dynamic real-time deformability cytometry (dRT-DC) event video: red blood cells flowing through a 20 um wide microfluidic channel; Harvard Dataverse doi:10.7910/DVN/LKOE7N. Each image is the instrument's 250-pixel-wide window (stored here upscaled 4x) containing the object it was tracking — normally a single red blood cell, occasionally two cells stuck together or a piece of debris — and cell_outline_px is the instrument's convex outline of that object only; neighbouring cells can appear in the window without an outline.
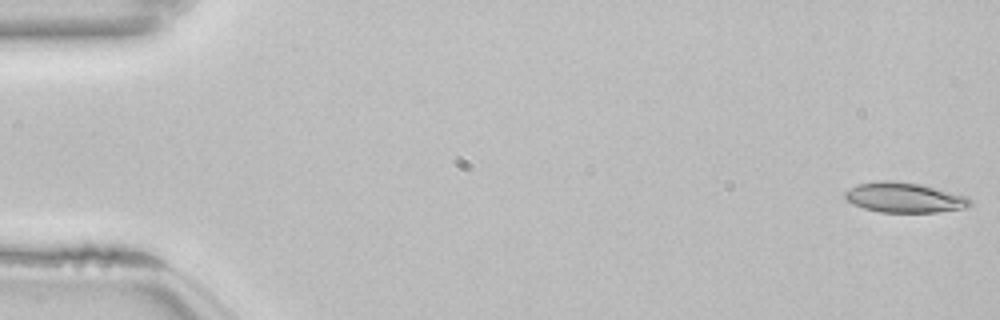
{"species": "common noctule bat (a hibernating species)", "species_latin": "Nyctalus noctula", "temperature_condition": "room temperature", "stored_images_in_passage": 53, "camera_frame_rate_fps": 3000, "um_per_image_px": 0.085, "animal": {"sex": "female", "body_mass_g": 22.7, "forearm_length_mm": 54.2}, "frame": {"image": 1, "passage_image": 1, "time_ms": 0.0, "image_size_px": [1000, 320], "cell_outline_px": [[972, 204], [964, 208], [936, 212], [880, 212], [864, 208], [852, 204], [844, 200], [844, 192], [860, 184], [880, 180], [892, 180], [920, 184], [968, 196], [972, 200]], "centroid_in_image_um": [76.87, 16.79], "position_along_channel_um": 8.1, "area_um2": 21.91}}
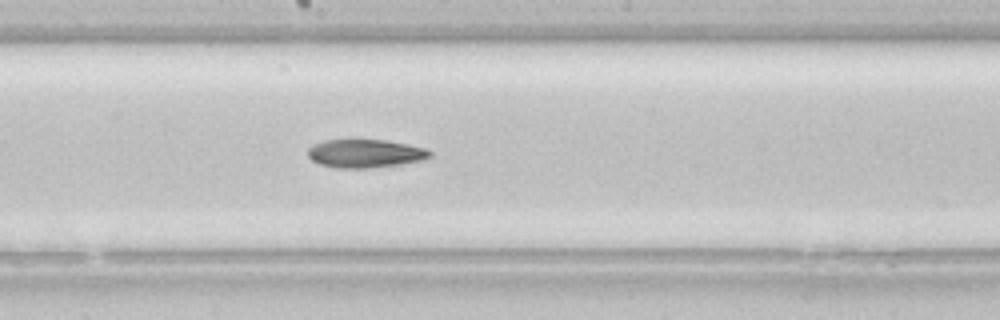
{"frame": {"image": 2, "passage_image": 29, "time_ms": 9.333, "image_size_px": [1000, 320], "cell_outline_px": [[432, 156], [424, 160], [368, 168], [336, 168], [320, 164], [312, 160], [308, 156], [308, 148], [312, 144], [324, 140], [348, 136], [388, 140], [428, 148], [432, 152]], "centroid_in_image_um": [31.01, 12.98], "position_along_channel_um": 217.2, "area_um2": 21.15}}
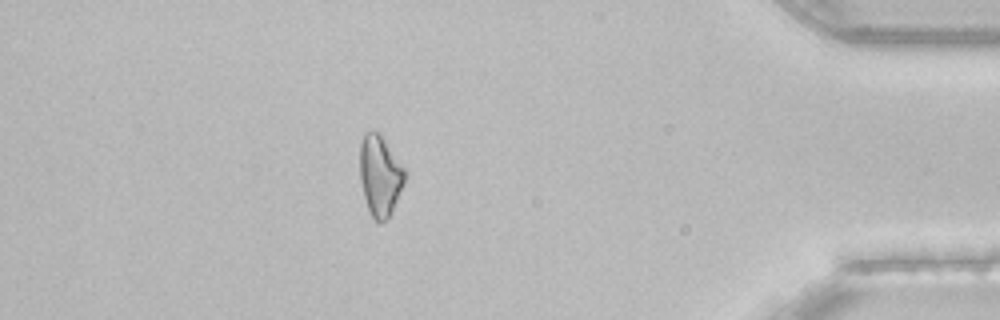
{"frame": {"image": 3, "passage_image": 47, "time_ms": 15.333, "image_size_px": [1000, 320], "cell_outline_px": [[408, 172], [404, 184], [392, 212], [380, 224], [372, 216], [368, 208], [364, 196], [360, 180], [360, 144], [364, 132], [376, 132], [384, 140]], "centroid_in_image_um": [32.31, 14.94], "position_along_channel_um": 402.9, "area_um2": 20.98}}